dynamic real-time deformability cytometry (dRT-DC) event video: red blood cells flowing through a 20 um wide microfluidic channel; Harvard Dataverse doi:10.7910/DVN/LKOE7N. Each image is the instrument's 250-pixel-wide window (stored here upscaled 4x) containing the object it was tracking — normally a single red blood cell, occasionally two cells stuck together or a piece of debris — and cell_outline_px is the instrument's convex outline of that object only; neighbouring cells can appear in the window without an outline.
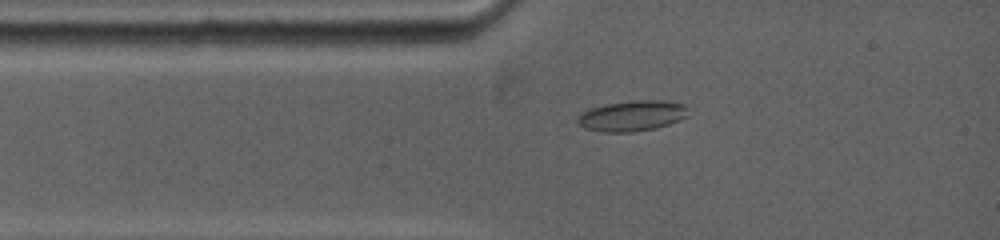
{"species": "common noctule bat (a hibernating species)", "species_latin": "Nyctalus noctula", "temperature_condition": "warm", "stored_images_in_passage": 46, "camera_frame_rate_fps": 5000, "um_per_image_px": 0.085, "animal": {"sex": "female", "body_mass_g": 19.0, "forearm_length_mm": 53.3}, "frame": {"image": 1, "passage_image": 3, "time_ms": 1.4, "image_size_px": [1000, 240], "cell_outline_px": [[688, 116], [680, 120], [656, 128], [632, 132], [600, 132], [584, 128], [576, 120], [584, 112], [592, 108], [608, 104], [628, 100], [660, 100], [688, 104]], "centroid_in_image_um": [53.79, 9.84], "position_along_channel_um": 31.2, "area_um2": 19.77}}
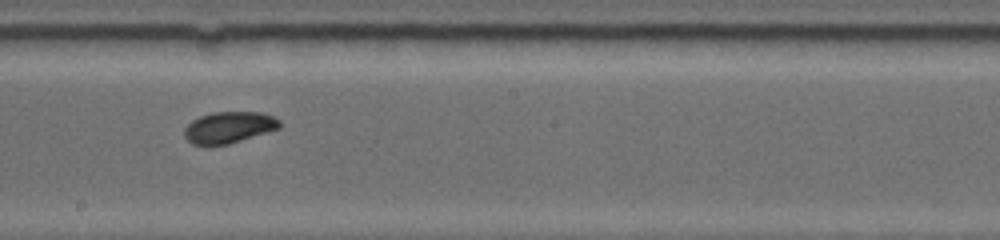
{"frame": {"image": 2, "passage_image": 21, "time_ms": 6.6, "image_size_px": [1000, 240], "cell_outline_px": [[280, 128], [228, 144], [192, 144], [184, 136], [184, 128], [192, 120], [200, 116], [212, 112], [264, 112], [280, 120]], "centroid_in_image_um": [19.46, 10.81], "position_along_channel_um": 228.7, "area_um2": 17.28}}
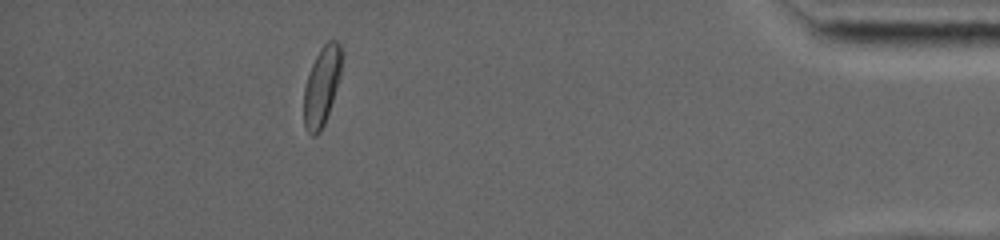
{"frame": {"image": 3, "passage_image": 40, "time_ms": 12.8, "image_size_px": [1000, 240], "cell_outline_px": [[340, 76], [324, 124], [320, 132], [316, 136], [312, 136], [304, 128], [304, 88], [312, 64], [320, 48], [328, 40], [336, 40], [340, 44]], "centroid_in_image_um": [27.32, 7.35], "position_along_channel_um": 407.9, "area_um2": 16.99}, "authors_computed_cell_mechanics": {"area_um2": 17.5712, "velocity_mm_per_s": 3.9009, "shape_relaxation_time_tau1_ms": 2.8479, "shape_relaxation_time_tau2_ms": 2.3397, "deformation_change_tau1": 0.1184, "deformation_change_tau2": 0.0525}}